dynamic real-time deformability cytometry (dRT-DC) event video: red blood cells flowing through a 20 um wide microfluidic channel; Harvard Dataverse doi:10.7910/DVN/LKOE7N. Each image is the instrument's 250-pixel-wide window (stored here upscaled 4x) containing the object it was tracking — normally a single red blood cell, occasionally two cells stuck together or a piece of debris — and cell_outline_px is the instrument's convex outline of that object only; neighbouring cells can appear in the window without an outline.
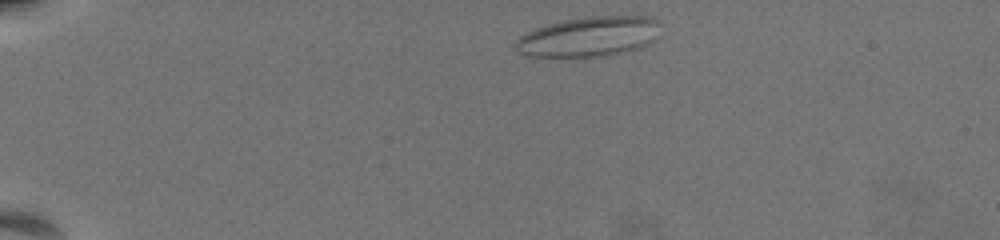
{"species": "common noctule bat (a hibernating species)", "species_latin": "Nyctalus noctula", "temperature_condition": "warm", "stored_images_in_passage": 50, "camera_frame_rate_fps": 3000, "um_per_image_px": 0.085, "animal": {"sex": "female", "body_mass_g": 19.5, "forearm_length_mm": 54.1}, "frame": {"image": 1, "passage_image": 2, "time_ms": 0.333, "image_size_px": [1000, 240], "cell_outline_px": [[656, 40], [648, 44], [636, 48], [620, 52], [600, 56], [572, 60], [528, 56], [520, 52], [516, 48], [516, 40], [520, 36], [536, 28], [548, 24], [564, 20], [588, 16], [652, 16], [656, 20]], "centroid_in_image_um": [49.99, 3.15], "position_along_channel_um": 35.0, "area_um2": 34.1}}
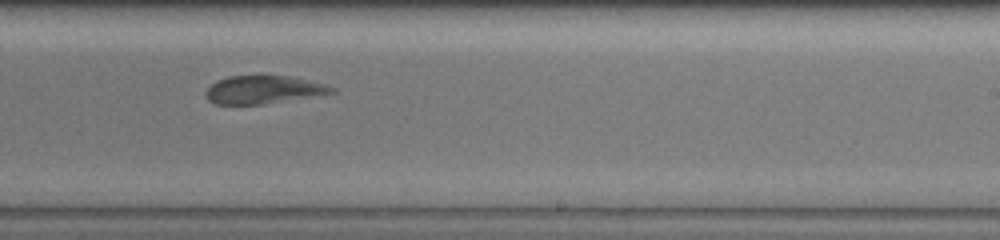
{"frame": {"image": 2, "passage_image": 29, "time_ms": 9.333, "image_size_px": [1000, 240], "cell_outline_px": [[336, 92], [264, 104], [216, 104], [208, 100], [204, 92], [212, 84], [228, 76], [292, 76], [324, 84], [336, 88]], "centroid_in_image_um": [22.39, 7.62], "position_along_channel_um": 266.6, "area_um2": 20.29}}
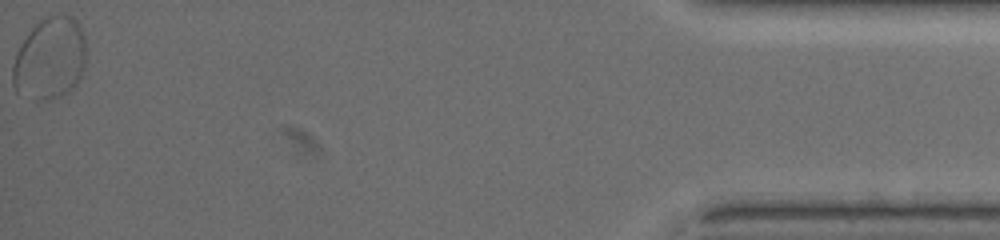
{"frame": {"image": 3, "passage_image": 50, "time_ms": 16.333, "image_size_px": [1000, 240], "cell_outline_px": [[84, 68], [76, 84], [68, 92], [60, 96], [48, 100], [32, 100], [16, 92], [12, 84], [12, 68], [16, 56], [28, 32], [40, 20], [56, 12], [72, 16], [80, 24], [84, 36]], "centroid_in_image_um": [4.23, 4.97], "position_along_channel_um": 431.0, "area_um2": 35.26}, "authors_computed_cell_mechanics": {"area_um2": 22.0507, "velocity_mm_per_s": 3.4855, "shape_relaxation_time_tau1_ms": 5.2031, "shape_relaxation_time_tau2_ms": 0.8057, "deformation_change_tau1": 0.1436, "deformation_change_tau2": 0.0566}}